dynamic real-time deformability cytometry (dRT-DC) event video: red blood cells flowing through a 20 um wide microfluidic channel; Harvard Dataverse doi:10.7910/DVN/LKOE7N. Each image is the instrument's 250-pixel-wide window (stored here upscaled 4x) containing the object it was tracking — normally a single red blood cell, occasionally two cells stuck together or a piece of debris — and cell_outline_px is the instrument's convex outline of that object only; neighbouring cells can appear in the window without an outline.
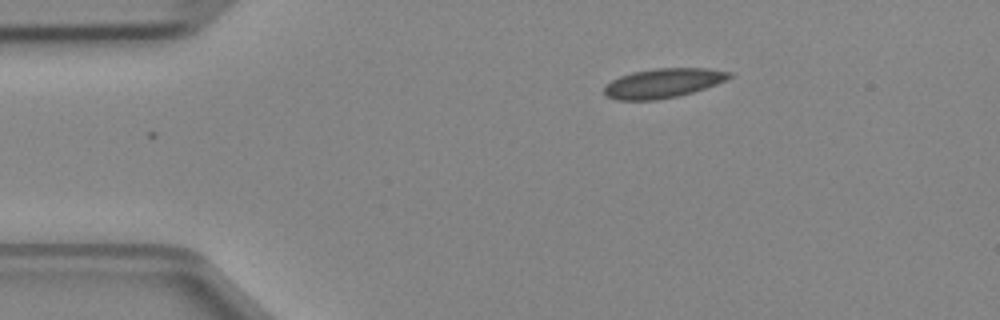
{"species": "Egyptian fruit bat (a non-hibernating species)", "species_latin": "Rousettus aegyptiacus", "temperature_condition": "cold", "stored_images_in_passage": 3, "camera_frame_rate_fps": 3000, "um_per_image_px": 0.085, "animal": {"sex": "female"}, "frame": {"image": 1, "passage_image": 3, "time_ms": 0.667, "image_size_px": [1000, 320], "cell_outline_px": [[732, 76], [716, 84], [692, 92], [676, 96], [656, 100], [616, 100], [608, 96], [604, 92], [604, 88], [612, 80], [620, 76], [632, 72], [656, 68], [708, 68], [732, 72]], "centroid_in_image_um": [56.36, 7.06], "position_along_channel_um": 28.6, "area_um2": 21.21}}